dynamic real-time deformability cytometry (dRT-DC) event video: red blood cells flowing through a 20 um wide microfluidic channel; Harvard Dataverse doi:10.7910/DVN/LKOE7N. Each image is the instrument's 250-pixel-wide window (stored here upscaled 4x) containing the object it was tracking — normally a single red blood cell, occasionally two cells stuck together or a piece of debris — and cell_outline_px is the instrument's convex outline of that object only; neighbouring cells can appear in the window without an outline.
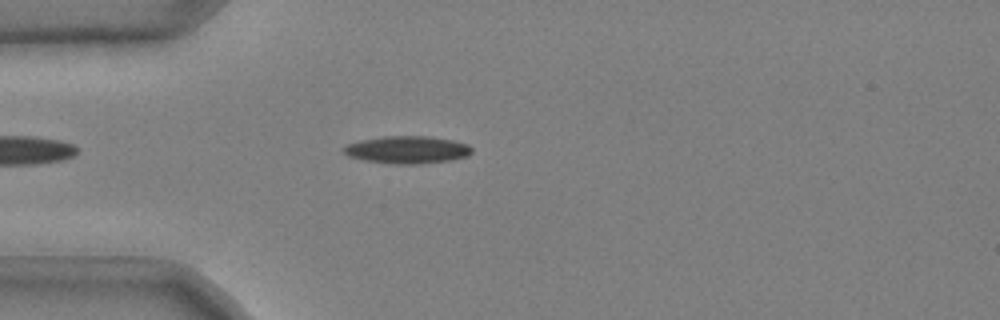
{"species": "common noctule bat (a hibernating species)", "species_latin": "Nyctalus noctula", "temperature_condition": "cold", "stored_images_in_passage": 42, "camera_frame_rate_fps": 3000, "um_per_image_px": 0.085, "animal": {"sex": "male", "body_mass_g": 20.4}, "frame": {"image": 1, "passage_image": 6, "time_ms": 1.667, "image_size_px": [1000, 320], "cell_outline_px": [[472, 152], [468, 156], [448, 160], [420, 164], [396, 164], [364, 160], [348, 156], [340, 148], [348, 144], [360, 140], [384, 136], [428, 136], [452, 140], [468, 144], [472, 148]], "centroid_in_image_um": [34.6, 12.72], "position_along_channel_um": 50.4, "area_um2": 20.52}}
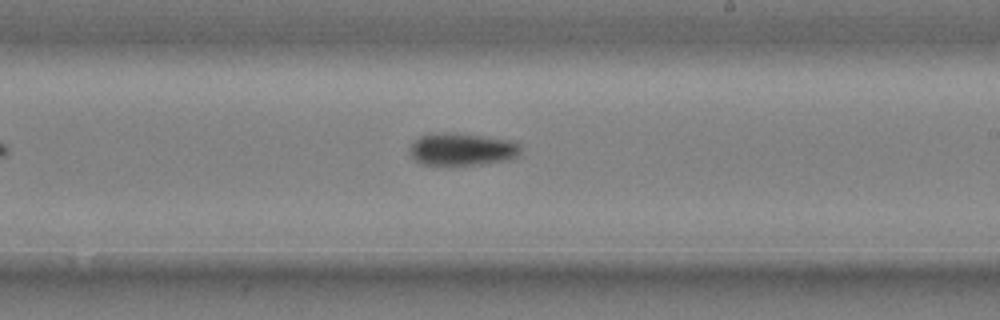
{"frame": {"image": 2, "passage_image": 23, "time_ms": 7.333, "image_size_px": [1000, 320], "cell_outline_px": [[520, 156], [512, 160], [480, 164], [444, 168], [424, 164], [416, 160], [412, 156], [412, 144], [420, 136], [444, 132], [480, 136], [508, 140], [520, 144]], "centroid_in_image_um": [39.31, 12.75], "position_along_channel_um": 249.7, "area_um2": 21.27}}
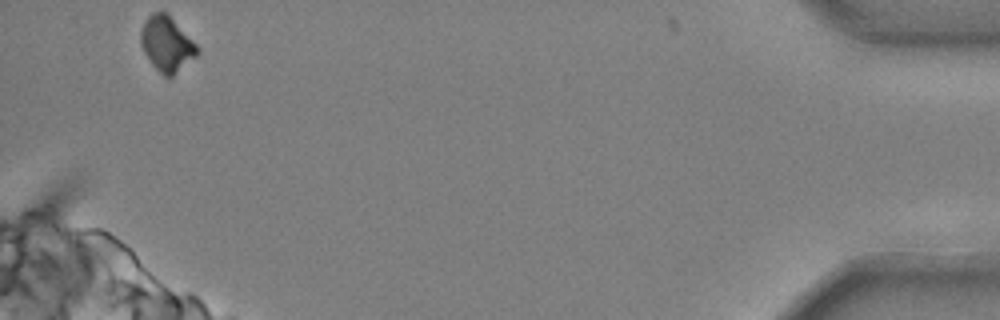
{"frame": {"image": 3, "passage_image": 42, "time_ms": 13.667, "image_size_px": [1000, 320], "cell_outline_px": [[200, 52], [196, 56], [172, 76], [164, 76], [152, 64], [144, 52], [140, 44], [140, 32], [148, 16], [152, 12], [168, 12], [200, 48]], "centroid_in_image_um": [14.19, 3.7], "position_along_channel_um": 421.0, "area_um2": 18.09}}